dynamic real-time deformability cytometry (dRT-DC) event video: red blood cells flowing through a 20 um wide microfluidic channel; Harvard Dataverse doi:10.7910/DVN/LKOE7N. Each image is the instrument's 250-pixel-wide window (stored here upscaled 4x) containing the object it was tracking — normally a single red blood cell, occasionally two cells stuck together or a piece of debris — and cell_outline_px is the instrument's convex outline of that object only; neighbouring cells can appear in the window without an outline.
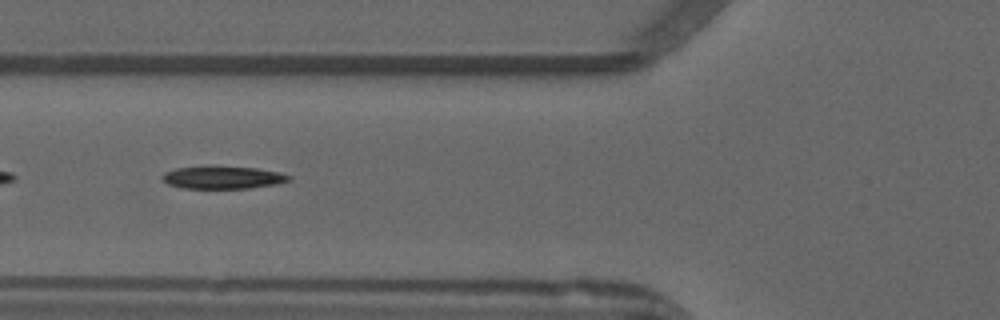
{"species": "common noctule bat (a hibernating species)", "species_latin": "Nyctalus noctula", "temperature_condition": "warm", "stored_images_in_passage": 52, "segment_of_instrument_passage": [2, 2], "camera_frame_rate_fps": 3000, "um_per_image_px": 0.085, "animal": {"sex": "male", "forearm_length_mm": 52.5}, "frame": {"image": 1, "passage_image": 20, "time_ms": 6.333, "image_size_px": [1000, 320], "cell_outline_px": [[292, 180], [276, 184], [248, 188], [180, 188], [168, 184], [160, 176], [164, 172], [176, 168], [256, 168], [280, 172], [292, 176]], "centroid_in_image_um": [18.97, 15.11], "position_along_channel_um": 106.8, "area_um2": 16.13}}
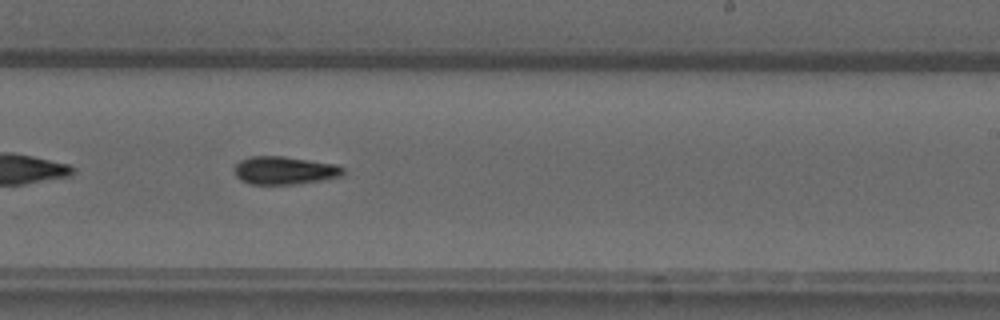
{"frame": {"image": 2, "passage_image": 32, "time_ms": 10.333, "image_size_px": [1000, 320], "cell_outline_px": [[344, 172], [340, 176], [324, 180], [296, 184], [248, 184], [240, 180], [236, 176], [236, 164], [240, 160], [248, 156], [284, 156], [336, 164], [344, 168]], "centroid_in_image_um": [24.18, 14.48], "position_along_channel_um": 264.8, "area_um2": 17.8}}
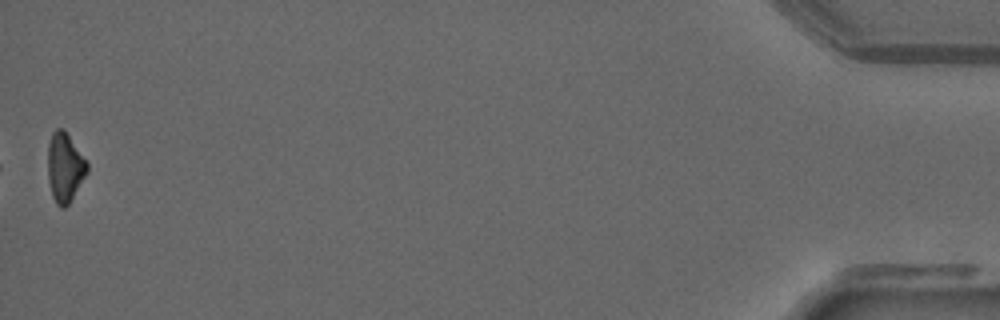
{"frame": {"image": 3, "passage_image": 52, "time_ms": 17.0, "image_size_px": [1000, 320], "cell_outline_px": [[88, 172], [68, 204], [64, 208], [60, 208], [56, 204], [52, 196], [48, 180], [48, 144], [52, 132], [56, 128], [64, 128], [88, 164]], "centroid_in_image_um": [5.49, 14.22], "position_along_channel_um": 429.7, "area_um2": 15.84}}